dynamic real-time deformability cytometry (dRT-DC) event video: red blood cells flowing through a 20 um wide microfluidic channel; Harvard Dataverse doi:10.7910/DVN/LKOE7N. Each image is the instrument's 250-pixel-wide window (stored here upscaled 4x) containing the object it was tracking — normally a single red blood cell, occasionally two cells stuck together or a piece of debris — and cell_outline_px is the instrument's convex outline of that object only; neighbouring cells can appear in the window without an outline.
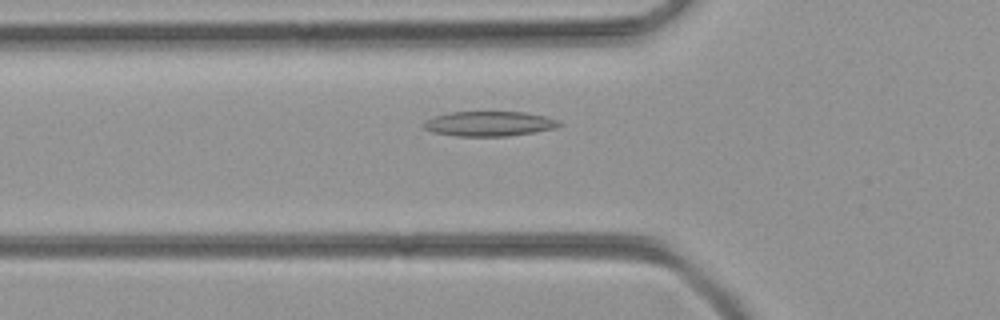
{"species": "common noctule bat (a hibernating species)", "species_latin": "Nyctalus noctula", "temperature_condition": "room temperature", "stored_images_in_passage": 49, "camera_frame_rate_fps": 3000, "um_per_image_px": 0.085, "animal": {"sex": "female", "body_mass_g": 21.9}, "frame": {"image": 1, "passage_image": 16, "time_ms": 5.0, "image_size_px": [1000, 320], "cell_outline_px": [[564, 124], [556, 128], [508, 136], [456, 136], [436, 132], [424, 128], [424, 124], [428, 120], [436, 116], [452, 112], [524, 112], [544, 116], [560, 120]], "centroid_in_image_um": [41.67, 10.51], "position_along_channel_um": 84.1, "area_um2": 19.36}}
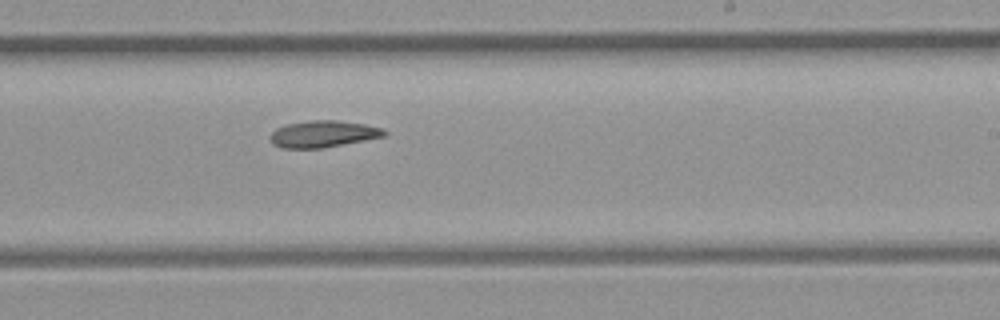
{"frame": {"image": 2, "passage_image": 29, "time_ms": 9.333, "image_size_px": [1000, 320], "cell_outline_px": [[388, 132], [384, 136], [364, 140], [320, 148], [280, 148], [272, 144], [272, 132], [276, 128], [288, 124], [308, 120], [336, 120], [364, 124], [384, 128]], "centroid_in_image_um": [27.47, 11.38], "position_along_channel_um": 261.5, "area_um2": 17.57}}
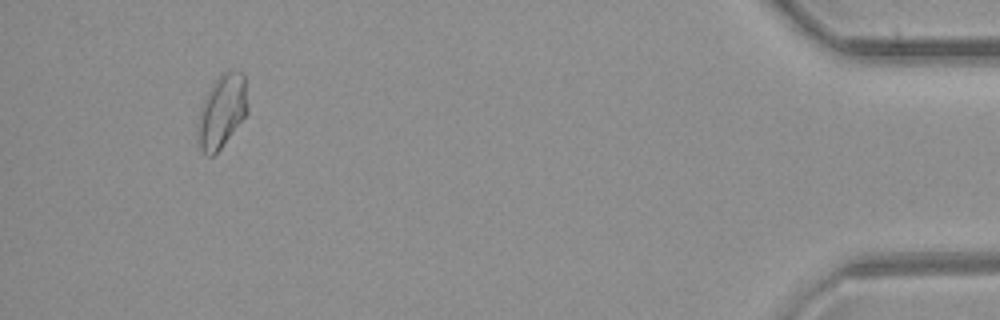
{"frame": {"image": 3, "passage_image": 46, "time_ms": 15.0, "image_size_px": [1000, 320], "cell_outline_px": [[248, 112], [220, 148], [212, 156], [208, 156], [200, 148], [200, 112], [204, 100], [212, 84], [228, 68], [232, 68], [244, 72], [248, 108]], "centroid_in_image_um": [18.93, 9.36], "position_along_channel_um": 416.3, "area_um2": 20.58}}